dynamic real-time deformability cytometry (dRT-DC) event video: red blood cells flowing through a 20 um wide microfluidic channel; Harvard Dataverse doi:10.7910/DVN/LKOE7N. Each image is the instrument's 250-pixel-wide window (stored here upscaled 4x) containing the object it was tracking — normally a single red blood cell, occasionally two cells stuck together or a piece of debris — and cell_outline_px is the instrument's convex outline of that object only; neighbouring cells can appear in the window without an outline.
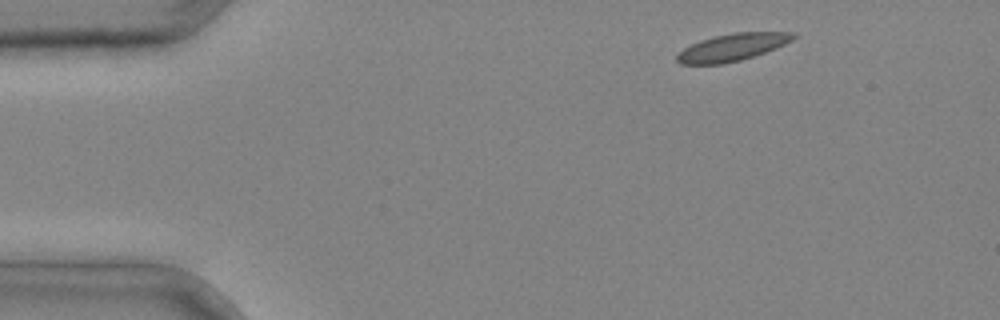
{"species": "common noctule bat (a hibernating species)", "species_latin": "Nyctalus noctula", "temperature_condition": "cold", "stored_images_in_passage": 4, "camera_frame_rate_fps": 3000, "um_per_image_px": 0.085, "animal": {"sex": "male", "body_mass_g": 20.4}, "frame": {"image": 1, "passage_image": 1, "time_ms": 0.0, "image_size_px": [1000, 320], "cell_outline_px": [[800, 36], [776, 48], [740, 60], [720, 64], [680, 64], [676, 60], [676, 56], [684, 48], [700, 40], [716, 36], [736, 32], [796, 32]], "centroid_in_image_um": [62.28, 4.01], "position_along_channel_um": 22.7, "area_um2": 18.32}}
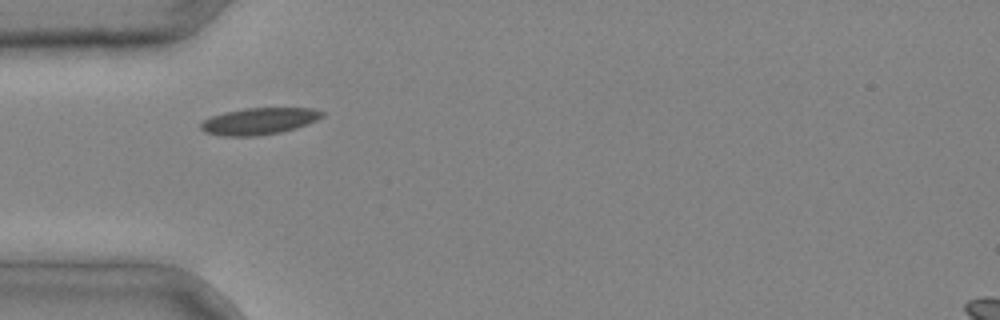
{"frame": {"image": 2, "passage_image": 3, "time_ms": 0.667, "image_size_px": [1000, 320], "cell_outline_px": [[324, 116], [308, 124], [296, 128], [280, 132], [256, 136], [224, 136], [204, 132], [200, 128], [200, 124], [204, 120], [212, 116], [224, 112], [244, 108], [316, 108], [324, 112]], "centroid_in_image_um": [22.04, 10.29], "position_along_channel_um": 63.0, "area_um2": 18.96}}